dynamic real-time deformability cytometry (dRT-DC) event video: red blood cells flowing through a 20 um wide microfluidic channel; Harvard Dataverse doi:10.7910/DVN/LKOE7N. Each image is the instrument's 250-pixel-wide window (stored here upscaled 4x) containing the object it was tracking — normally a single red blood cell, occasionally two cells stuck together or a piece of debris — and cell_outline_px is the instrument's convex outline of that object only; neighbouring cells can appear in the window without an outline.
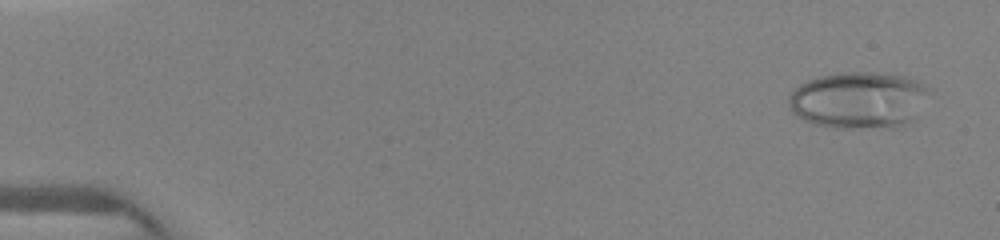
{"species": "human", "species_latin": "Homo sapiens", "temperature_condition": "warm", "stored_images_in_passage": 12, "camera_frame_rate_fps": 3000, "um_per_image_px": 0.085, "donor": {"sex": "female"}, "frame": {"image": 1, "passage_image": 1, "time_ms": 0.0, "image_size_px": [1000, 240], "cell_outline_px": [[932, 88], [912, 120], [896, 128], [836, 128], [816, 124], [804, 120], [796, 116], [792, 112], [788, 104], [788, 100], [792, 92], [800, 84], [808, 80], [820, 76], [848, 72], [872, 72], [904, 76], [916, 80]], "centroid_in_image_um": [72.99, 8.51], "position_along_channel_um": 12.0, "area_um2": 46.47}}
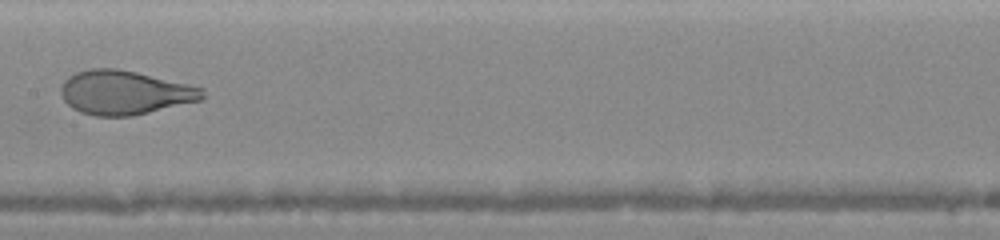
{"frame": {"image": 2, "passage_image": 10, "time_ms": 7.333, "image_size_px": [1000, 240], "cell_outline_px": [[204, 96], [200, 100], [132, 116], [96, 116], [80, 112], [72, 108], [64, 100], [60, 92], [60, 88], [64, 80], [68, 76], [76, 72], [92, 68], [116, 68], [136, 72], [188, 84], [204, 88]], "centroid_in_image_um": [10.56, 7.86], "position_along_channel_um": 196.8, "area_um2": 36.18}}
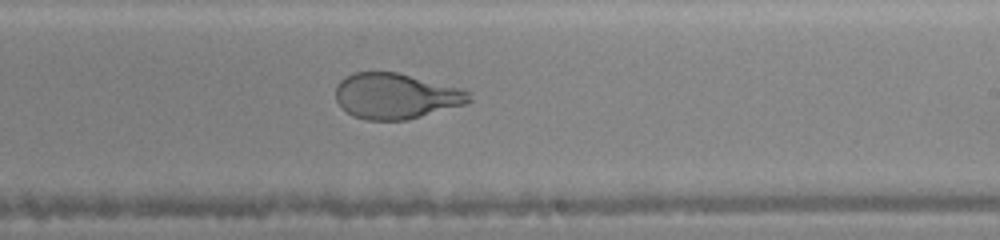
{"frame": {"image": 3, "passage_image": 12, "time_ms": 8.667, "image_size_px": [1000, 240], "cell_outline_px": [[472, 100], [464, 104], [420, 116], [404, 120], [368, 120], [352, 116], [340, 108], [336, 100], [336, 84], [340, 80], [356, 72], [396, 72], [460, 88], [472, 92]], "centroid_in_image_um": [33.62, 8.17], "position_along_channel_um": 255.4, "area_um2": 35.32}}